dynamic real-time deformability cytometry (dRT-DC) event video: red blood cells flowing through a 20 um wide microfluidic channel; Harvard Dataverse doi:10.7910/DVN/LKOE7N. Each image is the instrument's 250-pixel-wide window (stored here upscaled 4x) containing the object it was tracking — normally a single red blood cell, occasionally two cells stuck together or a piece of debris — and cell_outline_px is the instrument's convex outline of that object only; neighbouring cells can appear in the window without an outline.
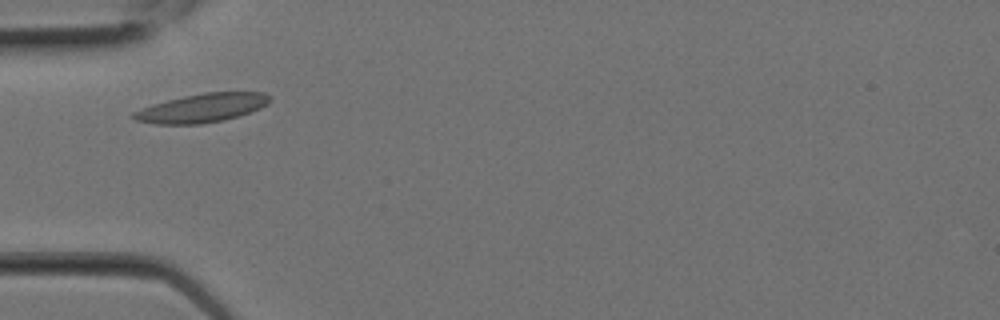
{"species": "Egyptian fruit bat (a non-hibernating species)", "species_latin": "Rousettus aegyptiacus", "temperature_condition": "room temperature", "stored_images_in_passage": 4, "camera_frame_rate_fps": 3000, "um_per_image_px": 0.085, "animal": {"sex": "female"}, "frame": {"image": 1, "passage_image": 3, "time_ms": 0.667, "image_size_px": [1000, 320], "cell_outline_px": [[272, 100], [268, 104], [260, 108], [240, 116], [224, 120], [204, 124], [156, 124], [136, 120], [132, 116], [132, 112], [152, 104], [184, 96], [204, 92], [264, 92], [272, 96]], "centroid_in_image_um": [17.22, 9.17], "position_along_channel_um": 67.8, "area_um2": 22.95}}